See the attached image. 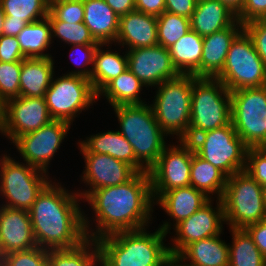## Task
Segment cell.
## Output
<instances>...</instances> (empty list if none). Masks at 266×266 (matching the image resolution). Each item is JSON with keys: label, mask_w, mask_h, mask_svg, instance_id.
<instances>
[{"label": "cell", "mask_w": 266, "mask_h": 266, "mask_svg": "<svg viewBox=\"0 0 266 266\" xmlns=\"http://www.w3.org/2000/svg\"><path fill=\"white\" fill-rule=\"evenodd\" d=\"M84 199L94 211L97 225L96 230H91L84 213V229L86 237L94 240L119 231L145 228L151 221L155 203L149 172H138L121 185L91 191Z\"/></svg>", "instance_id": "cell-1"}, {"label": "cell", "mask_w": 266, "mask_h": 266, "mask_svg": "<svg viewBox=\"0 0 266 266\" xmlns=\"http://www.w3.org/2000/svg\"><path fill=\"white\" fill-rule=\"evenodd\" d=\"M70 193L59 182L51 181L30 208L34 238L40 248L71 249L87 239L79 205L82 199L78 191Z\"/></svg>", "instance_id": "cell-2"}, {"label": "cell", "mask_w": 266, "mask_h": 266, "mask_svg": "<svg viewBox=\"0 0 266 266\" xmlns=\"http://www.w3.org/2000/svg\"><path fill=\"white\" fill-rule=\"evenodd\" d=\"M146 229L119 231L97 239L101 266H162L170 254L163 241L167 234L160 228L153 233Z\"/></svg>", "instance_id": "cell-3"}, {"label": "cell", "mask_w": 266, "mask_h": 266, "mask_svg": "<svg viewBox=\"0 0 266 266\" xmlns=\"http://www.w3.org/2000/svg\"><path fill=\"white\" fill-rule=\"evenodd\" d=\"M120 129L118 132L133 147L135 159L149 171L167 146L168 136L155 119L151 104L114 106Z\"/></svg>", "instance_id": "cell-4"}, {"label": "cell", "mask_w": 266, "mask_h": 266, "mask_svg": "<svg viewBox=\"0 0 266 266\" xmlns=\"http://www.w3.org/2000/svg\"><path fill=\"white\" fill-rule=\"evenodd\" d=\"M231 123V92L216 78H196L191 93L189 141Z\"/></svg>", "instance_id": "cell-5"}, {"label": "cell", "mask_w": 266, "mask_h": 266, "mask_svg": "<svg viewBox=\"0 0 266 266\" xmlns=\"http://www.w3.org/2000/svg\"><path fill=\"white\" fill-rule=\"evenodd\" d=\"M194 75H179L159 84L153 104L155 119L167 135L189 141L191 93Z\"/></svg>", "instance_id": "cell-6"}, {"label": "cell", "mask_w": 266, "mask_h": 266, "mask_svg": "<svg viewBox=\"0 0 266 266\" xmlns=\"http://www.w3.org/2000/svg\"><path fill=\"white\" fill-rule=\"evenodd\" d=\"M221 200L230 228H245L266 218L264 189L245 171L227 178Z\"/></svg>", "instance_id": "cell-7"}, {"label": "cell", "mask_w": 266, "mask_h": 266, "mask_svg": "<svg viewBox=\"0 0 266 266\" xmlns=\"http://www.w3.org/2000/svg\"><path fill=\"white\" fill-rule=\"evenodd\" d=\"M0 158L2 206L29 211L41 191L52 181L46 172L16 161L7 154Z\"/></svg>", "instance_id": "cell-8"}, {"label": "cell", "mask_w": 266, "mask_h": 266, "mask_svg": "<svg viewBox=\"0 0 266 266\" xmlns=\"http://www.w3.org/2000/svg\"><path fill=\"white\" fill-rule=\"evenodd\" d=\"M216 79L230 92L266 86V66L244 29L232 41L222 72Z\"/></svg>", "instance_id": "cell-9"}, {"label": "cell", "mask_w": 266, "mask_h": 266, "mask_svg": "<svg viewBox=\"0 0 266 266\" xmlns=\"http://www.w3.org/2000/svg\"><path fill=\"white\" fill-rule=\"evenodd\" d=\"M195 152L227 177L245 170L248 147L232 123L198 134L191 141Z\"/></svg>", "instance_id": "cell-10"}, {"label": "cell", "mask_w": 266, "mask_h": 266, "mask_svg": "<svg viewBox=\"0 0 266 266\" xmlns=\"http://www.w3.org/2000/svg\"><path fill=\"white\" fill-rule=\"evenodd\" d=\"M231 123L248 148H266V86L231 92Z\"/></svg>", "instance_id": "cell-11"}, {"label": "cell", "mask_w": 266, "mask_h": 266, "mask_svg": "<svg viewBox=\"0 0 266 266\" xmlns=\"http://www.w3.org/2000/svg\"><path fill=\"white\" fill-rule=\"evenodd\" d=\"M59 77H52L45 93L46 105L54 120L73 123L78 114L96 102L97 94L85 77L67 74Z\"/></svg>", "instance_id": "cell-12"}, {"label": "cell", "mask_w": 266, "mask_h": 266, "mask_svg": "<svg viewBox=\"0 0 266 266\" xmlns=\"http://www.w3.org/2000/svg\"><path fill=\"white\" fill-rule=\"evenodd\" d=\"M177 143L166 146L148 171L153 201L169 190L190 186L191 160L195 150L190 141L178 140Z\"/></svg>", "instance_id": "cell-13"}, {"label": "cell", "mask_w": 266, "mask_h": 266, "mask_svg": "<svg viewBox=\"0 0 266 266\" xmlns=\"http://www.w3.org/2000/svg\"><path fill=\"white\" fill-rule=\"evenodd\" d=\"M71 124L53 119L37 131L21 135L11 143H14L24 162L49 173L47 167L67 136Z\"/></svg>", "instance_id": "cell-14"}, {"label": "cell", "mask_w": 266, "mask_h": 266, "mask_svg": "<svg viewBox=\"0 0 266 266\" xmlns=\"http://www.w3.org/2000/svg\"><path fill=\"white\" fill-rule=\"evenodd\" d=\"M212 201L210 199L190 217L173 227L177 236L171 240L173 245L169 246L170 253L179 254L192 242L222 234V224L225 223L223 203L217 199L214 207Z\"/></svg>", "instance_id": "cell-15"}, {"label": "cell", "mask_w": 266, "mask_h": 266, "mask_svg": "<svg viewBox=\"0 0 266 266\" xmlns=\"http://www.w3.org/2000/svg\"><path fill=\"white\" fill-rule=\"evenodd\" d=\"M52 120L45 97L19 96L6 102L2 134L13 142L19 136L37 131Z\"/></svg>", "instance_id": "cell-16"}, {"label": "cell", "mask_w": 266, "mask_h": 266, "mask_svg": "<svg viewBox=\"0 0 266 266\" xmlns=\"http://www.w3.org/2000/svg\"><path fill=\"white\" fill-rule=\"evenodd\" d=\"M127 65L144 87H157L180 75L172 64L169 50L159 44L127 50Z\"/></svg>", "instance_id": "cell-17"}, {"label": "cell", "mask_w": 266, "mask_h": 266, "mask_svg": "<svg viewBox=\"0 0 266 266\" xmlns=\"http://www.w3.org/2000/svg\"><path fill=\"white\" fill-rule=\"evenodd\" d=\"M82 155L85 160V170L81 178L82 182L90 187L81 193L78 192L83 200L91 191L127 183L138 173L131 165L107 154L82 153Z\"/></svg>", "instance_id": "cell-18"}, {"label": "cell", "mask_w": 266, "mask_h": 266, "mask_svg": "<svg viewBox=\"0 0 266 266\" xmlns=\"http://www.w3.org/2000/svg\"><path fill=\"white\" fill-rule=\"evenodd\" d=\"M37 247L29 211L0 205V257Z\"/></svg>", "instance_id": "cell-19"}, {"label": "cell", "mask_w": 266, "mask_h": 266, "mask_svg": "<svg viewBox=\"0 0 266 266\" xmlns=\"http://www.w3.org/2000/svg\"><path fill=\"white\" fill-rule=\"evenodd\" d=\"M115 42L128 50L158 45L157 16L134 10L119 17Z\"/></svg>", "instance_id": "cell-20"}, {"label": "cell", "mask_w": 266, "mask_h": 266, "mask_svg": "<svg viewBox=\"0 0 266 266\" xmlns=\"http://www.w3.org/2000/svg\"><path fill=\"white\" fill-rule=\"evenodd\" d=\"M209 200V197L193 186L175 188L161 194L155 200L154 205L159 204L167 215L174 219V225L166 221L159 228L166 234L170 233L171 226L175 227L178 223L190 217Z\"/></svg>", "instance_id": "cell-21"}, {"label": "cell", "mask_w": 266, "mask_h": 266, "mask_svg": "<svg viewBox=\"0 0 266 266\" xmlns=\"http://www.w3.org/2000/svg\"><path fill=\"white\" fill-rule=\"evenodd\" d=\"M243 30L237 19L231 26L203 37L201 78H216L223 69L230 45Z\"/></svg>", "instance_id": "cell-22"}, {"label": "cell", "mask_w": 266, "mask_h": 266, "mask_svg": "<svg viewBox=\"0 0 266 266\" xmlns=\"http://www.w3.org/2000/svg\"><path fill=\"white\" fill-rule=\"evenodd\" d=\"M80 152L107 154L126 162L137 172H148L136 159L133 147L118 131H107L91 135L78 142Z\"/></svg>", "instance_id": "cell-23"}, {"label": "cell", "mask_w": 266, "mask_h": 266, "mask_svg": "<svg viewBox=\"0 0 266 266\" xmlns=\"http://www.w3.org/2000/svg\"><path fill=\"white\" fill-rule=\"evenodd\" d=\"M236 13L220 0H198L190 17V29L204 37L231 26Z\"/></svg>", "instance_id": "cell-24"}, {"label": "cell", "mask_w": 266, "mask_h": 266, "mask_svg": "<svg viewBox=\"0 0 266 266\" xmlns=\"http://www.w3.org/2000/svg\"><path fill=\"white\" fill-rule=\"evenodd\" d=\"M83 23L100 44H113L119 31V17L104 0H83Z\"/></svg>", "instance_id": "cell-25"}, {"label": "cell", "mask_w": 266, "mask_h": 266, "mask_svg": "<svg viewBox=\"0 0 266 266\" xmlns=\"http://www.w3.org/2000/svg\"><path fill=\"white\" fill-rule=\"evenodd\" d=\"M174 68L180 75L201 78L203 37L190 29L168 48Z\"/></svg>", "instance_id": "cell-26"}, {"label": "cell", "mask_w": 266, "mask_h": 266, "mask_svg": "<svg viewBox=\"0 0 266 266\" xmlns=\"http://www.w3.org/2000/svg\"><path fill=\"white\" fill-rule=\"evenodd\" d=\"M54 72L53 57L25 58L20 74V96L45 97Z\"/></svg>", "instance_id": "cell-27"}, {"label": "cell", "mask_w": 266, "mask_h": 266, "mask_svg": "<svg viewBox=\"0 0 266 266\" xmlns=\"http://www.w3.org/2000/svg\"><path fill=\"white\" fill-rule=\"evenodd\" d=\"M219 236L192 242L178 255L192 266H229V244Z\"/></svg>", "instance_id": "cell-28"}, {"label": "cell", "mask_w": 266, "mask_h": 266, "mask_svg": "<svg viewBox=\"0 0 266 266\" xmlns=\"http://www.w3.org/2000/svg\"><path fill=\"white\" fill-rule=\"evenodd\" d=\"M104 45L110 48L109 44H99L94 54L92 74L89 79L96 94L128 68L127 51L123 56L117 51L104 50L102 48Z\"/></svg>", "instance_id": "cell-29"}, {"label": "cell", "mask_w": 266, "mask_h": 266, "mask_svg": "<svg viewBox=\"0 0 266 266\" xmlns=\"http://www.w3.org/2000/svg\"><path fill=\"white\" fill-rule=\"evenodd\" d=\"M227 176L196 152L192 156L190 171V186L203 192L210 199L211 194H217L221 199L227 184ZM211 196V197H210Z\"/></svg>", "instance_id": "cell-30"}, {"label": "cell", "mask_w": 266, "mask_h": 266, "mask_svg": "<svg viewBox=\"0 0 266 266\" xmlns=\"http://www.w3.org/2000/svg\"><path fill=\"white\" fill-rule=\"evenodd\" d=\"M25 58H49L45 53L52 42L51 25L48 17L28 23L16 36Z\"/></svg>", "instance_id": "cell-31"}, {"label": "cell", "mask_w": 266, "mask_h": 266, "mask_svg": "<svg viewBox=\"0 0 266 266\" xmlns=\"http://www.w3.org/2000/svg\"><path fill=\"white\" fill-rule=\"evenodd\" d=\"M144 84L127 68L117 78L111 80L98 94L105 96L109 104L118 105L145 104L139 96Z\"/></svg>", "instance_id": "cell-32"}, {"label": "cell", "mask_w": 266, "mask_h": 266, "mask_svg": "<svg viewBox=\"0 0 266 266\" xmlns=\"http://www.w3.org/2000/svg\"><path fill=\"white\" fill-rule=\"evenodd\" d=\"M48 264L49 266H101L98 243L94 239L87 238L75 248L50 249Z\"/></svg>", "instance_id": "cell-33"}, {"label": "cell", "mask_w": 266, "mask_h": 266, "mask_svg": "<svg viewBox=\"0 0 266 266\" xmlns=\"http://www.w3.org/2000/svg\"><path fill=\"white\" fill-rule=\"evenodd\" d=\"M229 266H264L266 259L244 228H230Z\"/></svg>", "instance_id": "cell-34"}, {"label": "cell", "mask_w": 266, "mask_h": 266, "mask_svg": "<svg viewBox=\"0 0 266 266\" xmlns=\"http://www.w3.org/2000/svg\"><path fill=\"white\" fill-rule=\"evenodd\" d=\"M0 3L5 16L27 24L46 18L50 7L47 0H0Z\"/></svg>", "instance_id": "cell-35"}, {"label": "cell", "mask_w": 266, "mask_h": 266, "mask_svg": "<svg viewBox=\"0 0 266 266\" xmlns=\"http://www.w3.org/2000/svg\"><path fill=\"white\" fill-rule=\"evenodd\" d=\"M50 25L52 38L57 37L61 41L70 45H99L90 30L83 22L80 23H66L57 20L50 12L47 15Z\"/></svg>", "instance_id": "cell-36"}, {"label": "cell", "mask_w": 266, "mask_h": 266, "mask_svg": "<svg viewBox=\"0 0 266 266\" xmlns=\"http://www.w3.org/2000/svg\"><path fill=\"white\" fill-rule=\"evenodd\" d=\"M189 30V18L166 11L157 16L158 44L167 49Z\"/></svg>", "instance_id": "cell-37"}, {"label": "cell", "mask_w": 266, "mask_h": 266, "mask_svg": "<svg viewBox=\"0 0 266 266\" xmlns=\"http://www.w3.org/2000/svg\"><path fill=\"white\" fill-rule=\"evenodd\" d=\"M21 68L22 61H0V97L5 102L20 96Z\"/></svg>", "instance_id": "cell-38"}, {"label": "cell", "mask_w": 266, "mask_h": 266, "mask_svg": "<svg viewBox=\"0 0 266 266\" xmlns=\"http://www.w3.org/2000/svg\"><path fill=\"white\" fill-rule=\"evenodd\" d=\"M2 266H49L48 249L39 246L26 250L15 251L0 257Z\"/></svg>", "instance_id": "cell-39"}, {"label": "cell", "mask_w": 266, "mask_h": 266, "mask_svg": "<svg viewBox=\"0 0 266 266\" xmlns=\"http://www.w3.org/2000/svg\"><path fill=\"white\" fill-rule=\"evenodd\" d=\"M49 12L59 21L80 23L84 20L83 0H57L50 3Z\"/></svg>", "instance_id": "cell-40"}, {"label": "cell", "mask_w": 266, "mask_h": 266, "mask_svg": "<svg viewBox=\"0 0 266 266\" xmlns=\"http://www.w3.org/2000/svg\"><path fill=\"white\" fill-rule=\"evenodd\" d=\"M266 190V148H248L244 170Z\"/></svg>", "instance_id": "cell-41"}, {"label": "cell", "mask_w": 266, "mask_h": 266, "mask_svg": "<svg viewBox=\"0 0 266 266\" xmlns=\"http://www.w3.org/2000/svg\"><path fill=\"white\" fill-rule=\"evenodd\" d=\"M99 45H71V53L70 56L73 60L72 62H74V64L77 67H84L83 69L81 67L80 70H73L69 73H67V75H78V76H82L85 77L87 79L91 78V74H92V67H93V61H94V54L96 49L98 48ZM75 51L77 55V58L74 59L73 54L75 55ZM80 54V55H79ZM79 57V58H78ZM78 59V60H77ZM75 60V61H74ZM80 61V62H79ZM89 64L92 65V67H89Z\"/></svg>", "instance_id": "cell-42"}, {"label": "cell", "mask_w": 266, "mask_h": 266, "mask_svg": "<svg viewBox=\"0 0 266 266\" xmlns=\"http://www.w3.org/2000/svg\"><path fill=\"white\" fill-rule=\"evenodd\" d=\"M243 29L251 37L258 55L266 66V19L247 22Z\"/></svg>", "instance_id": "cell-43"}, {"label": "cell", "mask_w": 266, "mask_h": 266, "mask_svg": "<svg viewBox=\"0 0 266 266\" xmlns=\"http://www.w3.org/2000/svg\"><path fill=\"white\" fill-rule=\"evenodd\" d=\"M236 17L243 25L253 20L266 19V0H245Z\"/></svg>", "instance_id": "cell-44"}, {"label": "cell", "mask_w": 266, "mask_h": 266, "mask_svg": "<svg viewBox=\"0 0 266 266\" xmlns=\"http://www.w3.org/2000/svg\"><path fill=\"white\" fill-rule=\"evenodd\" d=\"M24 59L17 37L2 35L0 37V61L10 63Z\"/></svg>", "instance_id": "cell-45"}, {"label": "cell", "mask_w": 266, "mask_h": 266, "mask_svg": "<svg viewBox=\"0 0 266 266\" xmlns=\"http://www.w3.org/2000/svg\"><path fill=\"white\" fill-rule=\"evenodd\" d=\"M197 1L198 0H165V11L190 19L196 8Z\"/></svg>", "instance_id": "cell-46"}, {"label": "cell", "mask_w": 266, "mask_h": 266, "mask_svg": "<svg viewBox=\"0 0 266 266\" xmlns=\"http://www.w3.org/2000/svg\"><path fill=\"white\" fill-rule=\"evenodd\" d=\"M244 229L252 237L253 242L266 259V218L257 223L249 224Z\"/></svg>", "instance_id": "cell-47"}, {"label": "cell", "mask_w": 266, "mask_h": 266, "mask_svg": "<svg viewBox=\"0 0 266 266\" xmlns=\"http://www.w3.org/2000/svg\"><path fill=\"white\" fill-rule=\"evenodd\" d=\"M135 10L159 16L165 12V0H135Z\"/></svg>", "instance_id": "cell-48"}, {"label": "cell", "mask_w": 266, "mask_h": 266, "mask_svg": "<svg viewBox=\"0 0 266 266\" xmlns=\"http://www.w3.org/2000/svg\"><path fill=\"white\" fill-rule=\"evenodd\" d=\"M118 17L135 10V0H104Z\"/></svg>", "instance_id": "cell-49"}, {"label": "cell", "mask_w": 266, "mask_h": 266, "mask_svg": "<svg viewBox=\"0 0 266 266\" xmlns=\"http://www.w3.org/2000/svg\"><path fill=\"white\" fill-rule=\"evenodd\" d=\"M26 25L27 23L24 20L11 19V16H5L3 21V35L17 36Z\"/></svg>", "instance_id": "cell-50"}, {"label": "cell", "mask_w": 266, "mask_h": 266, "mask_svg": "<svg viewBox=\"0 0 266 266\" xmlns=\"http://www.w3.org/2000/svg\"><path fill=\"white\" fill-rule=\"evenodd\" d=\"M162 266H192V265L186 263V260H183V258L180 255L170 253L164 260Z\"/></svg>", "instance_id": "cell-51"}, {"label": "cell", "mask_w": 266, "mask_h": 266, "mask_svg": "<svg viewBox=\"0 0 266 266\" xmlns=\"http://www.w3.org/2000/svg\"><path fill=\"white\" fill-rule=\"evenodd\" d=\"M220 1L226 4L236 14L241 10L245 2V0H220Z\"/></svg>", "instance_id": "cell-52"}, {"label": "cell", "mask_w": 266, "mask_h": 266, "mask_svg": "<svg viewBox=\"0 0 266 266\" xmlns=\"http://www.w3.org/2000/svg\"><path fill=\"white\" fill-rule=\"evenodd\" d=\"M6 102L0 97V133L2 134L5 126Z\"/></svg>", "instance_id": "cell-53"}, {"label": "cell", "mask_w": 266, "mask_h": 266, "mask_svg": "<svg viewBox=\"0 0 266 266\" xmlns=\"http://www.w3.org/2000/svg\"><path fill=\"white\" fill-rule=\"evenodd\" d=\"M5 18V13L2 9L1 3H0V37L3 35V21Z\"/></svg>", "instance_id": "cell-54"}, {"label": "cell", "mask_w": 266, "mask_h": 266, "mask_svg": "<svg viewBox=\"0 0 266 266\" xmlns=\"http://www.w3.org/2000/svg\"><path fill=\"white\" fill-rule=\"evenodd\" d=\"M264 194H265V207H266V190H264Z\"/></svg>", "instance_id": "cell-55"}, {"label": "cell", "mask_w": 266, "mask_h": 266, "mask_svg": "<svg viewBox=\"0 0 266 266\" xmlns=\"http://www.w3.org/2000/svg\"><path fill=\"white\" fill-rule=\"evenodd\" d=\"M48 1V3L50 4V3H52L53 1H57V0H47Z\"/></svg>", "instance_id": "cell-56"}]
</instances>
